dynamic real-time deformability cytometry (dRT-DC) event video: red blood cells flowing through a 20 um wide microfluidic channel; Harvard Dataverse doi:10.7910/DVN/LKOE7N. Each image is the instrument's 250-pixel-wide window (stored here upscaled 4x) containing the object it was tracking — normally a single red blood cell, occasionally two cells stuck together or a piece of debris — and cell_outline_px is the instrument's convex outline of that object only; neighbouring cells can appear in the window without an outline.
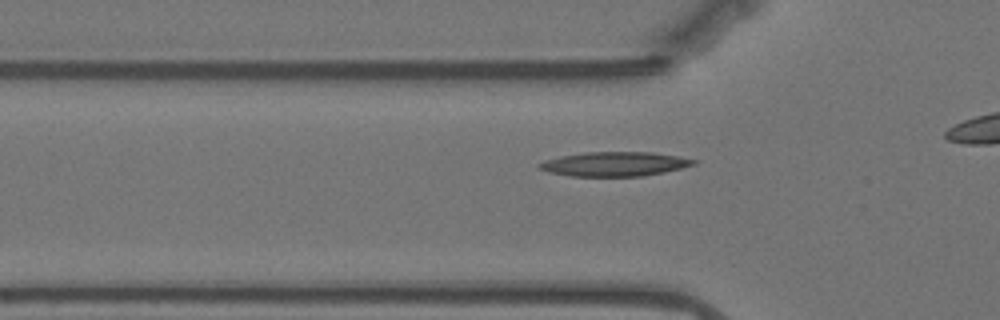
{"species": "Egyptian fruit bat (a non-hibernating species)", "species_latin": "Rousettus aegyptiacus", "temperature_condition": "warm", "stored_images_in_passage": 14, "camera_frame_rate_fps": 3000, "um_per_image_px": 0.085, "animal": {"sex": "female"}, "frame": {"image": 1, "passage_image": 4, "time_ms": 1.0, "image_size_px": [1000, 320], "cell_outline_px": [[700, 160], [696, 164], [664, 172], [644, 176], [572, 176], [548, 172], [540, 168], [536, 164], [544, 160], [560, 156], [584, 152], [652, 152]], "centroid_in_image_um": [52.24, 13.94], "position_along_channel_um": 73.6, "area_um2": 21.91}}
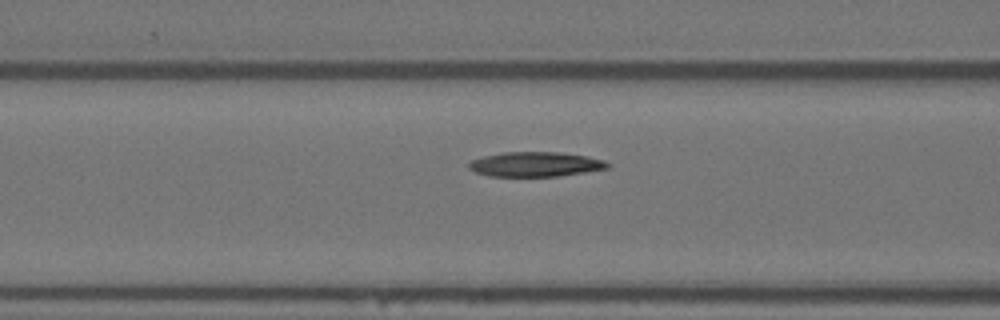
{"frame": {"image": 2, "passage_image": 8, "time_ms": 2.333, "image_size_px": [1000, 320], "cell_outline_px": [[612, 164], [608, 168], [560, 176], [488, 176], [476, 172], [468, 168], [468, 164], [472, 160], [484, 156], [504, 152], [560, 152], [584, 156], [604, 160]], "centroid_in_image_um": [45.51, 13.96], "position_along_channel_um": 121.1, "area_um2": 19.88}}
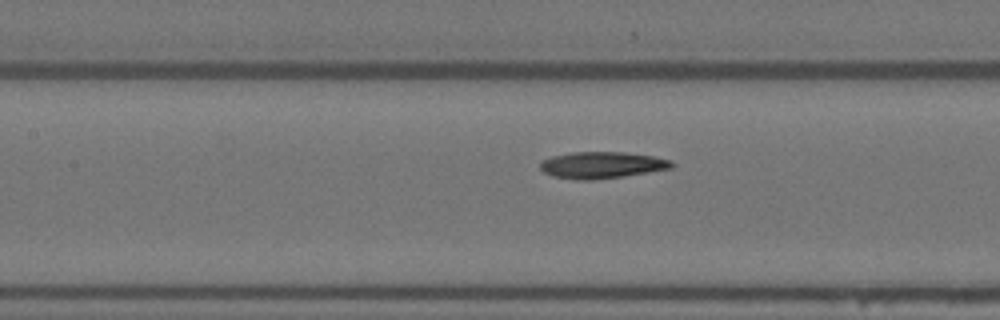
{"frame": {"image": 3, "passage_image": 11, "time_ms": 3.333, "image_size_px": [1000, 320], "cell_outline_px": [[676, 164], [672, 168], [648, 172], [592, 180], [576, 180], [552, 176], [544, 172], [540, 168], [540, 160], [552, 156], [572, 152], [624, 152], [652, 156], [672, 160]], "centroid_in_image_um": [51.14, 14.02], "position_along_channel_um": 156.3, "area_um2": 20.4}}